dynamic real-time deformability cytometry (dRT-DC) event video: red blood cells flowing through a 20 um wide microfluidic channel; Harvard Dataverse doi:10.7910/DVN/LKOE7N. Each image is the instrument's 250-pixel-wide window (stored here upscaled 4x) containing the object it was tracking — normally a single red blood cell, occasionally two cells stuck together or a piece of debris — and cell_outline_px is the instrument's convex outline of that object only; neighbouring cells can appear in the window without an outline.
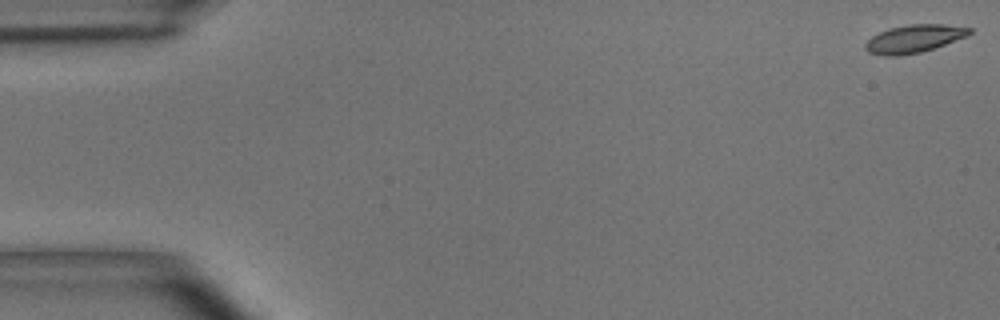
{"species": "common noctule bat (a hibernating species)", "species_latin": "Nyctalus noctula", "temperature_condition": "room temperature", "stored_images_in_passage": 55, "camera_frame_rate_fps": 3000, "um_per_image_px": 0.085, "animal": {"sex": "male", "body_mass_g": 15.6}, "frame": {"image": 1, "passage_image": 1, "time_ms": 0.0, "image_size_px": [1000, 320], "cell_outline_px": [[972, 32], [968, 36], [920, 52], [896, 56], [884, 56], [868, 52], [864, 48], [864, 44], [872, 36], [888, 28], [908, 24], [944, 24], [972, 28]], "centroid_in_image_um": [77.68, 3.28], "position_along_channel_um": 7.3, "area_um2": 16.88}}
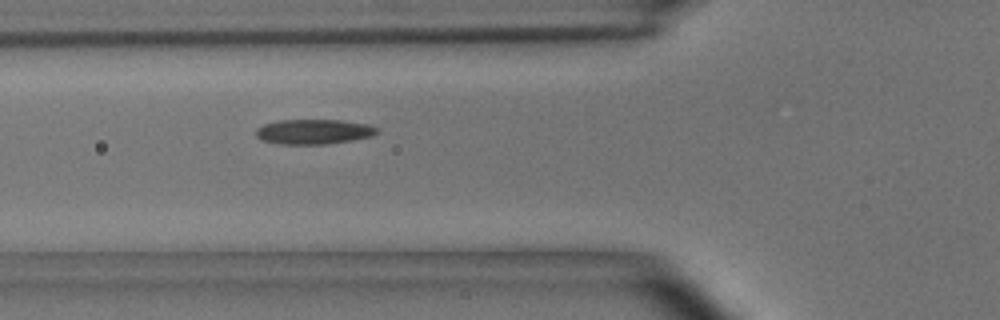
{"frame": {"image": 2, "passage_image": 20, "time_ms": 6.333, "image_size_px": [1000, 320], "cell_outline_px": [[380, 132], [372, 136], [352, 140], [328, 144], [276, 144], [260, 140], [256, 136], [256, 128], [264, 124], [280, 120], [340, 120], [368, 124], [380, 128]], "centroid_in_image_um": [26.68, 11.2], "position_along_channel_um": 99.1, "area_um2": 17.8}}
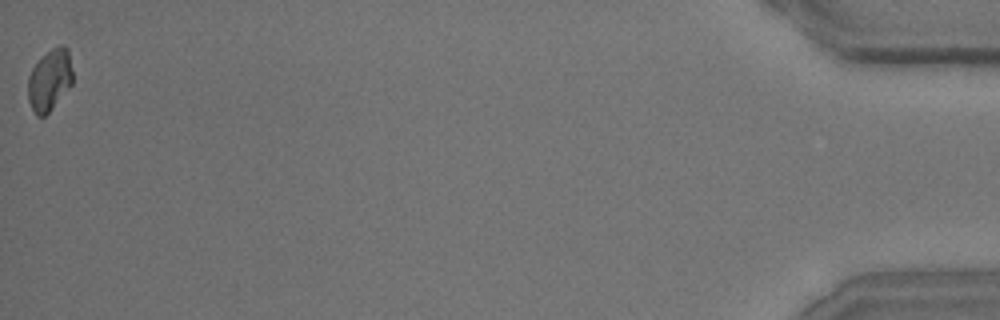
{"frame": {"image": 3, "passage_image": 55, "time_ms": 18.0, "image_size_px": [1000, 320], "cell_outline_px": [[72, 84], [48, 112], [44, 116], [36, 116], [28, 100], [28, 76], [32, 68], [52, 48], [60, 44], [64, 44], [68, 48], [72, 72]], "centroid_in_image_um": [4.22, 6.79], "position_along_channel_um": 431.0, "area_um2": 15.78}, "authors_computed_cell_mechanics": {"area_um2": 17.051, "velocity_mm_per_s": 3.6382, "shape_relaxation_time_tau1_ms": 4.1352, "shape_relaxation_time_tau2_ms": 5.8975, "deformation_change_tau1": 0.1212, "deformation_change_tau2": 0.1183}}